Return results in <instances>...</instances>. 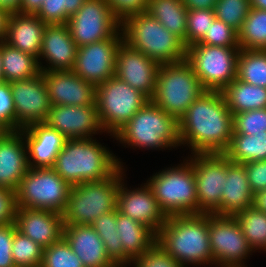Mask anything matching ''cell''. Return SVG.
Listing matches in <instances>:
<instances>
[{
    "label": "cell",
    "mask_w": 266,
    "mask_h": 267,
    "mask_svg": "<svg viewBox=\"0 0 266 267\" xmlns=\"http://www.w3.org/2000/svg\"><path fill=\"white\" fill-rule=\"evenodd\" d=\"M181 146L191 154L223 153L233 134V114L221 91L205 90L180 118Z\"/></svg>",
    "instance_id": "6da1fadb"
},
{
    "label": "cell",
    "mask_w": 266,
    "mask_h": 267,
    "mask_svg": "<svg viewBox=\"0 0 266 267\" xmlns=\"http://www.w3.org/2000/svg\"><path fill=\"white\" fill-rule=\"evenodd\" d=\"M67 139L52 169L69 185L101 181L114 174L123 161L96 138Z\"/></svg>",
    "instance_id": "7a4b0ae2"
},
{
    "label": "cell",
    "mask_w": 266,
    "mask_h": 267,
    "mask_svg": "<svg viewBox=\"0 0 266 267\" xmlns=\"http://www.w3.org/2000/svg\"><path fill=\"white\" fill-rule=\"evenodd\" d=\"M157 243L183 267L214 266L209 242V214L167 217L157 233Z\"/></svg>",
    "instance_id": "3957f363"
},
{
    "label": "cell",
    "mask_w": 266,
    "mask_h": 267,
    "mask_svg": "<svg viewBox=\"0 0 266 267\" xmlns=\"http://www.w3.org/2000/svg\"><path fill=\"white\" fill-rule=\"evenodd\" d=\"M114 138L121 146L145 151H172V148L177 150L181 147L178 120L150 100L114 135Z\"/></svg>",
    "instance_id": "277c9868"
},
{
    "label": "cell",
    "mask_w": 266,
    "mask_h": 267,
    "mask_svg": "<svg viewBox=\"0 0 266 267\" xmlns=\"http://www.w3.org/2000/svg\"><path fill=\"white\" fill-rule=\"evenodd\" d=\"M121 31L123 41L159 64L186 60L184 42L146 12L125 19Z\"/></svg>",
    "instance_id": "5b68a950"
},
{
    "label": "cell",
    "mask_w": 266,
    "mask_h": 267,
    "mask_svg": "<svg viewBox=\"0 0 266 267\" xmlns=\"http://www.w3.org/2000/svg\"><path fill=\"white\" fill-rule=\"evenodd\" d=\"M146 182L167 217L198 214L196 180L187 158L153 173Z\"/></svg>",
    "instance_id": "8992f818"
},
{
    "label": "cell",
    "mask_w": 266,
    "mask_h": 267,
    "mask_svg": "<svg viewBox=\"0 0 266 267\" xmlns=\"http://www.w3.org/2000/svg\"><path fill=\"white\" fill-rule=\"evenodd\" d=\"M121 184V167L110 177L71 186L65 209L64 225H91L101 215L116 210Z\"/></svg>",
    "instance_id": "52a82bcc"
},
{
    "label": "cell",
    "mask_w": 266,
    "mask_h": 267,
    "mask_svg": "<svg viewBox=\"0 0 266 267\" xmlns=\"http://www.w3.org/2000/svg\"><path fill=\"white\" fill-rule=\"evenodd\" d=\"M205 91L192 66L186 61L160 64L152 103L178 121Z\"/></svg>",
    "instance_id": "ba28073f"
},
{
    "label": "cell",
    "mask_w": 266,
    "mask_h": 267,
    "mask_svg": "<svg viewBox=\"0 0 266 267\" xmlns=\"http://www.w3.org/2000/svg\"><path fill=\"white\" fill-rule=\"evenodd\" d=\"M148 101L145 95L115 75L96 86L99 121L105 133L113 139Z\"/></svg>",
    "instance_id": "9c48e42d"
},
{
    "label": "cell",
    "mask_w": 266,
    "mask_h": 267,
    "mask_svg": "<svg viewBox=\"0 0 266 267\" xmlns=\"http://www.w3.org/2000/svg\"><path fill=\"white\" fill-rule=\"evenodd\" d=\"M239 53L240 47L194 43L187 47L186 61L205 90L222 91L236 79Z\"/></svg>",
    "instance_id": "30bf717a"
},
{
    "label": "cell",
    "mask_w": 266,
    "mask_h": 267,
    "mask_svg": "<svg viewBox=\"0 0 266 267\" xmlns=\"http://www.w3.org/2000/svg\"><path fill=\"white\" fill-rule=\"evenodd\" d=\"M71 185L52 168H30L16 190L17 208L51 210L65 209Z\"/></svg>",
    "instance_id": "8fae6325"
},
{
    "label": "cell",
    "mask_w": 266,
    "mask_h": 267,
    "mask_svg": "<svg viewBox=\"0 0 266 267\" xmlns=\"http://www.w3.org/2000/svg\"><path fill=\"white\" fill-rule=\"evenodd\" d=\"M209 242L215 267H248L255 253L234 216L209 214Z\"/></svg>",
    "instance_id": "7c38bea8"
},
{
    "label": "cell",
    "mask_w": 266,
    "mask_h": 267,
    "mask_svg": "<svg viewBox=\"0 0 266 267\" xmlns=\"http://www.w3.org/2000/svg\"><path fill=\"white\" fill-rule=\"evenodd\" d=\"M189 155L187 159L192 163L196 180L198 214L220 215L221 194L229 159L223 153Z\"/></svg>",
    "instance_id": "4fadbf2b"
},
{
    "label": "cell",
    "mask_w": 266,
    "mask_h": 267,
    "mask_svg": "<svg viewBox=\"0 0 266 267\" xmlns=\"http://www.w3.org/2000/svg\"><path fill=\"white\" fill-rule=\"evenodd\" d=\"M66 25L77 47L112 38L121 29L105 0H85Z\"/></svg>",
    "instance_id": "5bb4252c"
},
{
    "label": "cell",
    "mask_w": 266,
    "mask_h": 267,
    "mask_svg": "<svg viewBox=\"0 0 266 267\" xmlns=\"http://www.w3.org/2000/svg\"><path fill=\"white\" fill-rule=\"evenodd\" d=\"M9 83L14 104L15 130L45 122L51 104L42 72L30 79Z\"/></svg>",
    "instance_id": "9a60e30c"
},
{
    "label": "cell",
    "mask_w": 266,
    "mask_h": 267,
    "mask_svg": "<svg viewBox=\"0 0 266 267\" xmlns=\"http://www.w3.org/2000/svg\"><path fill=\"white\" fill-rule=\"evenodd\" d=\"M122 41L120 29L112 38L78 47L72 71L83 80L100 85L115 75L116 54Z\"/></svg>",
    "instance_id": "2e32d148"
},
{
    "label": "cell",
    "mask_w": 266,
    "mask_h": 267,
    "mask_svg": "<svg viewBox=\"0 0 266 267\" xmlns=\"http://www.w3.org/2000/svg\"><path fill=\"white\" fill-rule=\"evenodd\" d=\"M125 169L127 167L121 166V184L117 194L116 209L125 216L151 228L157 234L165 224L167 216L160 208L147 182H142L140 187H127L129 185L126 184L125 172L127 170Z\"/></svg>",
    "instance_id": "e0dca14e"
},
{
    "label": "cell",
    "mask_w": 266,
    "mask_h": 267,
    "mask_svg": "<svg viewBox=\"0 0 266 267\" xmlns=\"http://www.w3.org/2000/svg\"><path fill=\"white\" fill-rule=\"evenodd\" d=\"M159 65L156 60L122 41L116 54L115 76L150 100L155 91Z\"/></svg>",
    "instance_id": "ac0fdd59"
},
{
    "label": "cell",
    "mask_w": 266,
    "mask_h": 267,
    "mask_svg": "<svg viewBox=\"0 0 266 267\" xmlns=\"http://www.w3.org/2000/svg\"><path fill=\"white\" fill-rule=\"evenodd\" d=\"M45 123L62 133L66 139L93 138L96 134L105 133L99 121L96 104L51 105Z\"/></svg>",
    "instance_id": "d6986e66"
},
{
    "label": "cell",
    "mask_w": 266,
    "mask_h": 267,
    "mask_svg": "<svg viewBox=\"0 0 266 267\" xmlns=\"http://www.w3.org/2000/svg\"><path fill=\"white\" fill-rule=\"evenodd\" d=\"M51 105L89 106L95 104L96 86L72 70L42 72Z\"/></svg>",
    "instance_id": "ffe728a7"
},
{
    "label": "cell",
    "mask_w": 266,
    "mask_h": 267,
    "mask_svg": "<svg viewBox=\"0 0 266 267\" xmlns=\"http://www.w3.org/2000/svg\"><path fill=\"white\" fill-rule=\"evenodd\" d=\"M77 49L66 24L46 25L38 58L40 71L72 70Z\"/></svg>",
    "instance_id": "44dd1931"
},
{
    "label": "cell",
    "mask_w": 266,
    "mask_h": 267,
    "mask_svg": "<svg viewBox=\"0 0 266 267\" xmlns=\"http://www.w3.org/2000/svg\"><path fill=\"white\" fill-rule=\"evenodd\" d=\"M14 223L19 232L43 248L63 238L64 221L55 211L17 208Z\"/></svg>",
    "instance_id": "7402d4cb"
},
{
    "label": "cell",
    "mask_w": 266,
    "mask_h": 267,
    "mask_svg": "<svg viewBox=\"0 0 266 267\" xmlns=\"http://www.w3.org/2000/svg\"><path fill=\"white\" fill-rule=\"evenodd\" d=\"M24 136L30 168H52L66 138L45 122L20 130Z\"/></svg>",
    "instance_id": "603a6c76"
},
{
    "label": "cell",
    "mask_w": 266,
    "mask_h": 267,
    "mask_svg": "<svg viewBox=\"0 0 266 267\" xmlns=\"http://www.w3.org/2000/svg\"><path fill=\"white\" fill-rule=\"evenodd\" d=\"M29 169L22 132L8 131L0 140V187L16 191Z\"/></svg>",
    "instance_id": "cb8c5ba5"
},
{
    "label": "cell",
    "mask_w": 266,
    "mask_h": 267,
    "mask_svg": "<svg viewBox=\"0 0 266 267\" xmlns=\"http://www.w3.org/2000/svg\"><path fill=\"white\" fill-rule=\"evenodd\" d=\"M63 238L84 267H118L107 255L102 239L91 225H64Z\"/></svg>",
    "instance_id": "d4e9b609"
},
{
    "label": "cell",
    "mask_w": 266,
    "mask_h": 267,
    "mask_svg": "<svg viewBox=\"0 0 266 267\" xmlns=\"http://www.w3.org/2000/svg\"><path fill=\"white\" fill-rule=\"evenodd\" d=\"M46 25L35 14L10 13L4 42L38 60Z\"/></svg>",
    "instance_id": "484cf974"
},
{
    "label": "cell",
    "mask_w": 266,
    "mask_h": 267,
    "mask_svg": "<svg viewBox=\"0 0 266 267\" xmlns=\"http://www.w3.org/2000/svg\"><path fill=\"white\" fill-rule=\"evenodd\" d=\"M223 186L220 215L235 216L244 209L253 206L254 194L250 189L243 164L227 161V175Z\"/></svg>",
    "instance_id": "4316f807"
},
{
    "label": "cell",
    "mask_w": 266,
    "mask_h": 267,
    "mask_svg": "<svg viewBox=\"0 0 266 267\" xmlns=\"http://www.w3.org/2000/svg\"><path fill=\"white\" fill-rule=\"evenodd\" d=\"M117 232L123 252L133 261L157 242V234L146 225L117 211Z\"/></svg>",
    "instance_id": "83f0119b"
},
{
    "label": "cell",
    "mask_w": 266,
    "mask_h": 267,
    "mask_svg": "<svg viewBox=\"0 0 266 267\" xmlns=\"http://www.w3.org/2000/svg\"><path fill=\"white\" fill-rule=\"evenodd\" d=\"M221 93L232 114L266 108V88L245 83L237 78Z\"/></svg>",
    "instance_id": "f1b7e54d"
},
{
    "label": "cell",
    "mask_w": 266,
    "mask_h": 267,
    "mask_svg": "<svg viewBox=\"0 0 266 267\" xmlns=\"http://www.w3.org/2000/svg\"><path fill=\"white\" fill-rule=\"evenodd\" d=\"M1 68L3 82L30 79L41 71L38 60L1 41Z\"/></svg>",
    "instance_id": "f546056e"
},
{
    "label": "cell",
    "mask_w": 266,
    "mask_h": 267,
    "mask_svg": "<svg viewBox=\"0 0 266 267\" xmlns=\"http://www.w3.org/2000/svg\"><path fill=\"white\" fill-rule=\"evenodd\" d=\"M146 13L178 36L186 46L188 10L182 0H148Z\"/></svg>",
    "instance_id": "4dcf8cb0"
},
{
    "label": "cell",
    "mask_w": 266,
    "mask_h": 267,
    "mask_svg": "<svg viewBox=\"0 0 266 267\" xmlns=\"http://www.w3.org/2000/svg\"><path fill=\"white\" fill-rule=\"evenodd\" d=\"M223 154L237 164L266 160V132L255 135L233 133Z\"/></svg>",
    "instance_id": "1f68e13d"
},
{
    "label": "cell",
    "mask_w": 266,
    "mask_h": 267,
    "mask_svg": "<svg viewBox=\"0 0 266 267\" xmlns=\"http://www.w3.org/2000/svg\"><path fill=\"white\" fill-rule=\"evenodd\" d=\"M91 226L102 239L109 258L119 266H129L132 260L123 252V246L117 232V209L101 215Z\"/></svg>",
    "instance_id": "d6a6232c"
},
{
    "label": "cell",
    "mask_w": 266,
    "mask_h": 267,
    "mask_svg": "<svg viewBox=\"0 0 266 267\" xmlns=\"http://www.w3.org/2000/svg\"><path fill=\"white\" fill-rule=\"evenodd\" d=\"M236 78L266 88V50L240 49Z\"/></svg>",
    "instance_id": "836d02e7"
},
{
    "label": "cell",
    "mask_w": 266,
    "mask_h": 267,
    "mask_svg": "<svg viewBox=\"0 0 266 267\" xmlns=\"http://www.w3.org/2000/svg\"><path fill=\"white\" fill-rule=\"evenodd\" d=\"M240 49L266 50V10L252 8L238 32Z\"/></svg>",
    "instance_id": "e575fe53"
},
{
    "label": "cell",
    "mask_w": 266,
    "mask_h": 267,
    "mask_svg": "<svg viewBox=\"0 0 266 267\" xmlns=\"http://www.w3.org/2000/svg\"><path fill=\"white\" fill-rule=\"evenodd\" d=\"M234 217L253 251L259 253L264 251L266 253V213L252 206L239 212Z\"/></svg>",
    "instance_id": "d590c367"
},
{
    "label": "cell",
    "mask_w": 266,
    "mask_h": 267,
    "mask_svg": "<svg viewBox=\"0 0 266 267\" xmlns=\"http://www.w3.org/2000/svg\"><path fill=\"white\" fill-rule=\"evenodd\" d=\"M43 247L19 232L15 225L12 258L16 267H40Z\"/></svg>",
    "instance_id": "8d00e7d4"
},
{
    "label": "cell",
    "mask_w": 266,
    "mask_h": 267,
    "mask_svg": "<svg viewBox=\"0 0 266 267\" xmlns=\"http://www.w3.org/2000/svg\"><path fill=\"white\" fill-rule=\"evenodd\" d=\"M85 0H44L35 15L45 24H66Z\"/></svg>",
    "instance_id": "74e56055"
},
{
    "label": "cell",
    "mask_w": 266,
    "mask_h": 267,
    "mask_svg": "<svg viewBox=\"0 0 266 267\" xmlns=\"http://www.w3.org/2000/svg\"><path fill=\"white\" fill-rule=\"evenodd\" d=\"M251 9L250 0H217L215 16L239 32Z\"/></svg>",
    "instance_id": "f35d334b"
},
{
    "label": "cell",
    "mask_w": 266,
    "mask_h": 267,
    "mask_svg": "<svg viewBox=\"0 0 266 267\" xmlns=\"http://www.w3.org/2000/svg\"><path fill=\"white\" fill-rule=\"evenodd\" d=\"M40 267H84V265L67 241L62 238L43 249Z\"/></svg>",
    "instance_id": "ab89813d"
},
{
    "label": "cell",
    "mask_w": 266,
    "mask_h": 267,
    "mask_svg": "<svg viewBox=\"0 0 266 267\" xmlns=\"http://www.w3.org/2000/svg\"><path fill=\"white\" fill-rule=\"evenodd\" d=\"M216 19L214 10H188L186 27V47L197 43Z\"/></svg>",
    "instance_id": "60d3db41"
},
{
    "label": "cell",
    "mask_w": 266,
    "mask_h": 267,
    "mask_svg": "<svg viewBox=\"0 0 266 267\" xmlns=\"http://www.w3.org/2000/svg\"><path fill=\"white\" fill-rule=\"evenodd\" d=\"M266 132V108L233 114V133L255 135Z\"/></svg>",
    "instance_id": "b9f144b4"
},
{
    "label": "cell",
    "mask_w": 266,
    "mask_h": 267,
    "mask_svg": "<svg viewBox=\"0 0 266 267\" xmlns=\"http://www.w3.org/2000/svg\"><path fill=\"white\" fill-rule=\"evenodd\" d=\"M197 43L211 46L239 47L238 32L216 18L210 24L206 34Z\"/></svg>",
    "instance_id": "7bdbcfd3"
},
{
    "label": "cell",
    "mask_w": 266,
    "mask_h": 267,
    "mask_svg": "<svg viewBox=\"0 0 266 267\" xmlns=\"http://www.w3.org/2000/svg\"><path fill=\"white\" fill-rule=\"evenodd\" d=\"M183 267L157 242L141 256L132 261L130 267Z\"/></svg>",
    "instance_id": "ee69618b"
},
{
    "label": "cell",
    "mask_w": 266,
    "mask_h": 267,
    "mask_svg": "<svg viewBox=\"0 0 266 267\" xmlns=\"http://www.w3.org/2000/svg\"><path fill=\"white\" fill-rule=\"evenodd\" d=\"M113 16L122 23L132 15L146 12L148 0H105Z\"/></svg>",
    "instance_id": "f6af8a7d"
},
{
    "label": "cell",
    "mask_w": 266,
    "mask_h": 267,
    "mask_svg": "<svg viewBox=\"0 0 266 267\" xmlns=\"http://www.w3.org/2000/svg\"><path fill=\"white\" fill-rule=\"evenodd\" d=\"M0 124L15 131V112L10 83H0Z\"/></svg>",
    "instance_id": "bcb514c9"
},
{
    "label": "cell",
    "mask_w": 266,
    "mask_h": 267,
    "mask_svg": "<svg viewBox=\"0 0 266 267\" xmlns=\"http://www.w3.org/2000/svg\"><path fill=\"white\" fill-rule=\"evenodd\" d=\"M17 211L16 191L0 187V226L15 222Z\"/></svg>",
    "instance_id": "7dc6e473"
},
{
    "label": "cell",
    "mask_w": 266,
    "mask_h": 267,
    "mask_svg": "<svg viewBox=\"0 0 266 267\" xmlns=\"http://www.w3.org/2000/svg\"><path fill=\"white\" fill-rule=\"evenodd\" d=\"M15 223L0 226V267H16L12 258Z\"/></svg>",
    "instance_id": "c3c4849f"
},
{
    "label": "cell",
    "mask_w": 266,
    "mask_h": 267,
    "mask_svg": "<svg viewBox=\"0 0 266 267\" xmlns=\"http://www.w3.org/2000/svg\"><path fill=\"white\" fill-rule=\"evenodd\" d=\"M246 169V174L250 189L255 195L257 192L266 189V160L247 162L243 164Z\"/></svg>",
    "instance_id": "681fc988"
},
{
    "label": "cell",
    "mask_w": 266,
    "mask_h": 267,
    "mask_svg": "<svg viewBox=\"0 0 266 267\" xmlns=\"http://www.w3.org/2000/svg\"><path fill=\"white\" fill-rule=\"evenodd\" d=\"M187 10L207 9L214 10L217 0H182Z\"/></svg>",
    "instance_id": "f907efd6"
},
{
    "label": "cell",
    "mask_w": 266,
    "mask_h": 267,
    "mask_svg": "<svg viewBox=\"0 0 266 267\" xmlns=\"http://www.w3.org/2000/svg\"><path fill=\"white\" fill-rule=\"evenodd\" d=\"M44 0H21L19 13L21 14H35Z\"/></svg>",
    "instance_id": "816d5d0a"
},
{
    "label": "cell",
    "mask_w": 266,
    "mask_h": 267,
    "mask_svg": "<svg viewBox=\"0 0 266 267\" xmlns=\"http://www.w3.org/2000/svg\"><path fill=\"white\" fill-rule=\"evenodd\" d=\"M9 16L10 12L0 7V42L5 39Z\"/></svg>",
    "instance_id": "f5cc1de1"
},
{
    "label": "cell",
    "mask_w": 266,
    "mask_h": 267,
    "mask_svg": "<svg viewBox=\"0 0 266 267\" xmlns=\"http://www.w3.org/2000/svg\"><path fill=\"white\" fill-rule=\"evenodd\" d=\"M253 206L262 212L266 213V189L260 192H257L254 195Z\"/></svg>",
    "instance_id": "db71d44e"
},
{
    "label": "cell",
    "mask_w": 266,
    "mask_h": 267,
    "mask_svg": "<svg viewBox=\"0 0 266 267\" xmlns=\"http://www.w3.org/2000/svg\"><path fill=\"white\" fill-rule=\"evenodd\" d=\"M21 0H0V7L8 10L10 13H19Z\"/></svg>",
    "instance_id": "11a10c76"
},
{
    "label": "cell",
    "mask_w": 266,
    "mask_h": 267,
    "mask_svg": "<svg viewBox=\"0 0 266 267\" xmlns=\"http://www.w3.org/2000/svg\"><path fill=\"white\" fill-rule=\"evenodd\" d=\"M250 3L252 8L266 10V0H250Z\"/></svg>",
    "instance_id": "9f6ffc18"
},
{
    "label": "cell",
    "mask_w": 266,
    "mask_h": 267,
    "mask_svg": "<svg viewBox=\"0 0 266 267\" xmlns=\"http://www.w3.org/2000/svg\"><path fill=\"white\" fill-rule=\"evenodd\" d=\"M9 130L3 126L2 124H0V140L7 134Z\"/></svg>",
    "instance_id": "6f0895ef"
},
{
    "label": "cell",
    "mask_w": 266,
    "mask_h": 267,
    "mask_svg": "<svg viewBox=\"0 0 266 267\" xmlns=\"http://www.w3.org/2000/svg\"><path fill=\"white\" fill-rule=\"evenodd\" d=\"M3 82L2 68H1V42H0V83Z\"/></svg>",
    "instance_id": "680465c9"
}]
</instances>
